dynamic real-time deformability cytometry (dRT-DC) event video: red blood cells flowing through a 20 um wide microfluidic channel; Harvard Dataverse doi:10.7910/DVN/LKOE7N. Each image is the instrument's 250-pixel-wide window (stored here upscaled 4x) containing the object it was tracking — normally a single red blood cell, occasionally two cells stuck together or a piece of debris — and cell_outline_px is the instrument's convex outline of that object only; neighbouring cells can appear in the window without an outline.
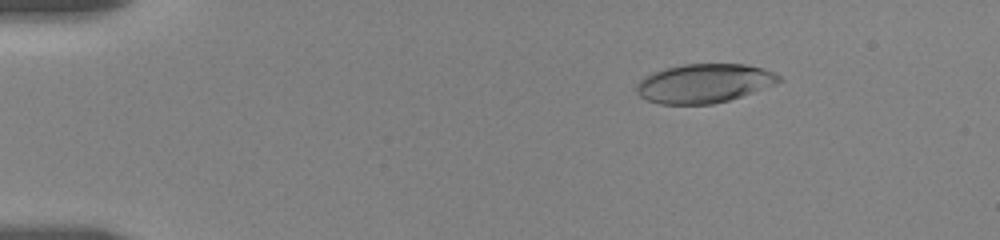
{"species": "human", "species_latin": "Homo sapiens", "temperature_condition": "room temperature", "stored_images_in_passage": 77, "camera_frame_rate_fps": 3000, "um_per_image_px": 0.085, "donor": {"sex": "female"}, "frame": {"image": 1, "passage_image": 15, "time_ms": 2.333, "image_size_px": [1000, 240], "cell_outline_px": [[784, 80], [776, 84], [728, 100], [712, 104], [660, 104], [648, 100], [640, 96], [636, 92], [636, 84], [644, 76], [652, 72], [664, 68], [684, 64], [744, 64], [764, 68], [780, 76]], "centroid_in_image_um": [59.83, 7.07], "position_along_channel_um": 25.2, "area_um2": 32.37}}
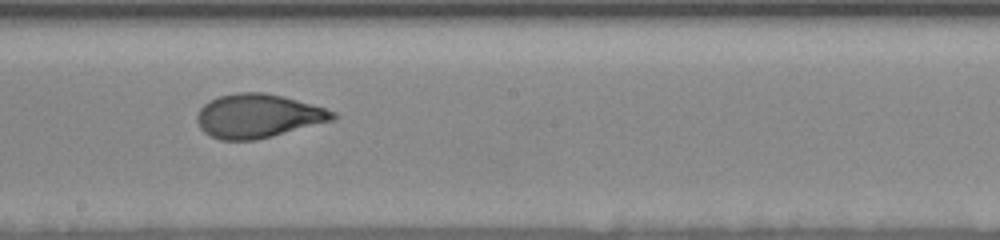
{"frame": {"image": 2, "passage_image": 47, "time_ms": 10.333, "image_size_px": [1000, 240], "cell_outline_px": [[340, 116], [336, 120], [256, 140], [220, 140], [204, 132], [200, 128], [196, 120], [196, 116], [200, 108], [208, 100], [220, 96], [236, 92], [264, 92], [284, 96], [324, 108], [336, 112]], "centroid_in_image_um": [21.95, 9.85], "position_along_channel_um": 226.3, "area_um2": 34.91}}
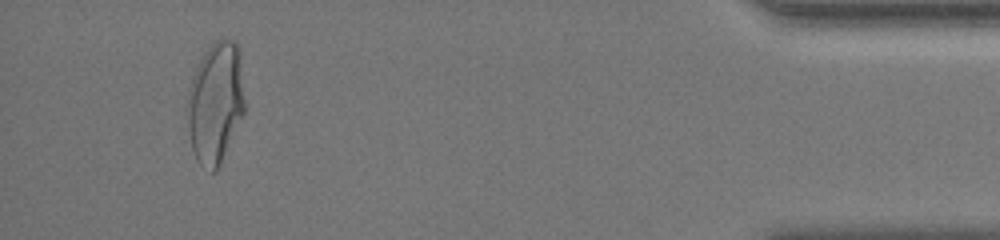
{"frame": {"image": 3, "passage_image": 73, "time_ms": 17.333, "image_size_px": [1000, 240], "cell_outline_px": [[244, 112], [220, 164], [212, 172], [200, 164], [196, 160], [192, 148], [184, 108], [188, 88], [196, 68], [204, 52], [216, 40], [236, 40], [240, 48], [244, 100]], "centroid_in_image_um": [18.29, 8.7], "position_along_channel_um": 416.9, "area_um2": 40.75}, "authors_computed_cell_mechanics": {"area_um2": 34.102, "velocity_mm_per_s": 3.5558, "shape_relaxation_time_tau1_ms": 4.8101, "shape_relaxation_time_tau2_ms": 0.9495, "deformation_change_tau1": 0.19, "deformation_change_tau2": 0.0737}}